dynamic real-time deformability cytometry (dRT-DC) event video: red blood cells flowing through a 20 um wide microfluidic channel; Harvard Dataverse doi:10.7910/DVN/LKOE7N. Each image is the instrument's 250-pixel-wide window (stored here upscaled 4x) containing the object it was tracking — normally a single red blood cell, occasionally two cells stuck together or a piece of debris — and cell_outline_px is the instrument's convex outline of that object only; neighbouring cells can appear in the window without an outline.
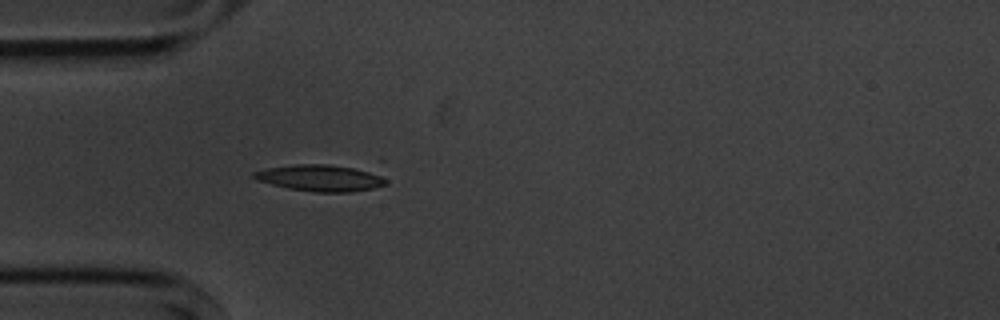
{"species": "common noctule bat (a hibernating species)", "species_latin": "Nyctalus noctula", "temperature_condition": "cold", "stored_images_in_passage": 4, "camera_frame_rate_fps": 3000, "um_per_image_px": 0.085, "animal": {"sex": "male", "body_mass_g": 20.1, "forearm_length_mm": 53.5}, "frame": {"image": 1, "passage_image": 4, "time_ms": 3.333, "image_size_px": [1000, 320], "cell_outline_px": [[388, 184], [372, 188], [352, 192], [316, 192], [288, 188], [256, 180], [252, 176], [252, 172], [268, 168], [296, 164], [328, 164], [376, 168], [388, 180]], "centroid_in_image_um": [27.41, 15.1], "position_along_channel_um": 57.6, "area_um2": 21.21}}